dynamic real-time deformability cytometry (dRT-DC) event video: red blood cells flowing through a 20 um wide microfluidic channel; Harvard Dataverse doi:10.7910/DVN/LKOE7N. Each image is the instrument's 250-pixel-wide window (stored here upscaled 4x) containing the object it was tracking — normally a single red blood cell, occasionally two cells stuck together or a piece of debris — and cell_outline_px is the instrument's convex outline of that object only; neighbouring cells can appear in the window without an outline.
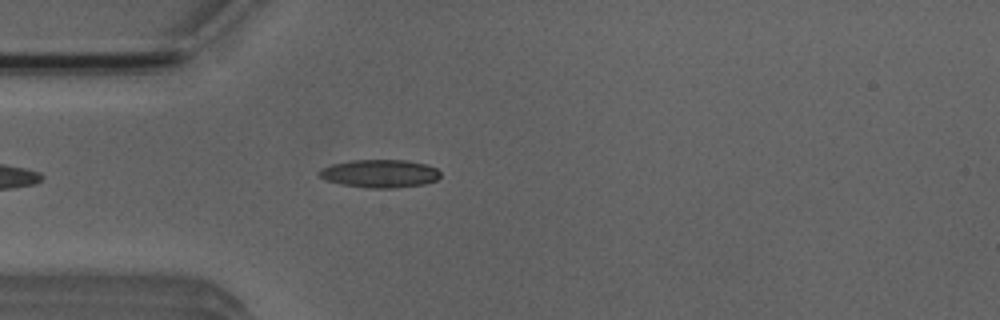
{"species": "Egyptian fruit bat (a non-hibernating species)", "species_latin": "Rousettus aegyptiacus", "temperature_condition": "room temperature", "stored_images_in_passage": 42, "camera_frame_rate_fps": 3000, "um_per_image_px": 0.085, "animal": {"sex": "male"}, "frame": {"image": 1, "passage_image": 5, "time_ms": 1.333, "image_size_px": [1000, 320], "cell_outline_px": [[440, 176], [436, 180], [424, 184], [392, 188], [368, 188], [340, 184], [324, 180], [316, 172], [320, 168], [332, 164], [352, 160], [408, 160], [424, 164], [436, 168], [440, 172]], "centroid_in_image_um": [32.24, 14.75], "position_along_channel_um": 52.8, "area_um2": 19.88}}
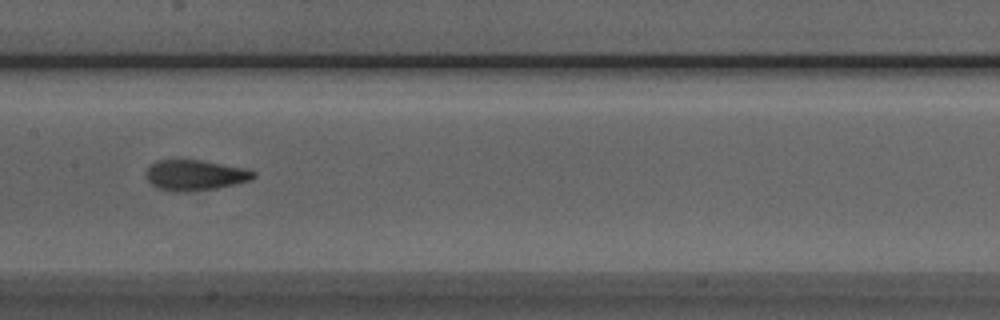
{"frame": {"image": 2, "passage_image": 16, "time_ms": 5.0, "image_size_px": [1000, 320], "cell_outline_px": [[256, 176], [252, 180], [216, 188], [188, 192], [176, 192], [156, 188], [148, 180], [144, 172], [152, 164], [160, 160], [200, 160], [248, 168], [256, 172]], "centroid_in_image_um": [16.61, 14.89], "position_along_channel_um": 190.8, "area_um2": 19.25}}
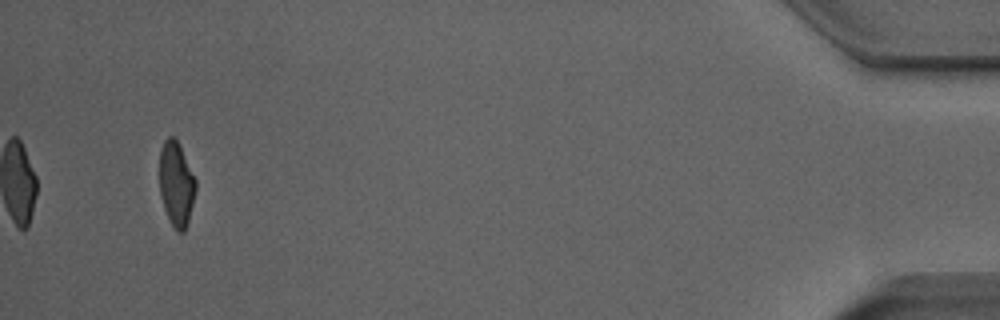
{"frame": {"image": 3, "passage_image": 40, "time_ms": 13.0, "image_size_px": [1000, 320], "cell_outline_px": [[196, 188], [188, 224], [184, 232], [176, 232], [164, 208], [160, 192], [160, 148], [164, 140], [168, 136], [172, 136], [180, 144], [196, 180]], "centroid_in_image_um": [14.99, 15.62], "position_along_channel_um": 420.2, "area_um2": 17.86}, "authors_computed_cell_mechanics": {"area_um2": 18.785, "velocity_mm_per_s": 3.9346, "shape_relaxation_time_tau1_ms": 3.8961, "shape_relaxation_time_tau2_ms": 1.5556, "deformation_change_tau1": 0.175, "deformation_change_tau2": 0.0859}}